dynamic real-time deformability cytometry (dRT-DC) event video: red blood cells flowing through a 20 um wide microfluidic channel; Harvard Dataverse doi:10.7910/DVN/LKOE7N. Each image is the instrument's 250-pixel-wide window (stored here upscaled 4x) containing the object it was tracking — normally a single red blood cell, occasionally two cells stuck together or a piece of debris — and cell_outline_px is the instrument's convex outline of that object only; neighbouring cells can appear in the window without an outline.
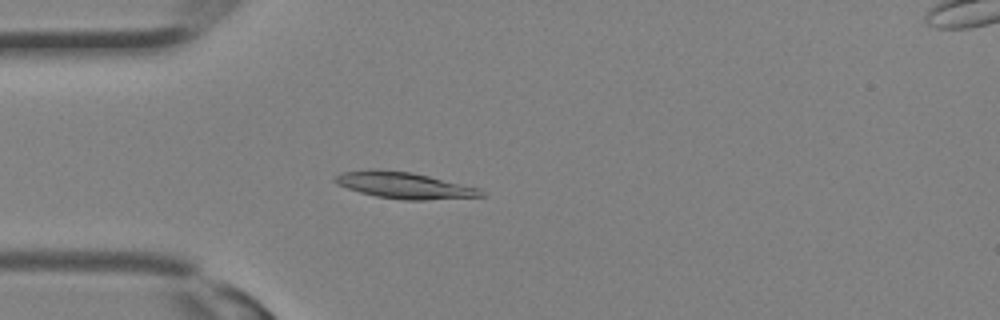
{"species": "Egyptian fruit bat (a non-hibernating species)", "species_latin": "Rousettus aegyptiacus", "temperature_condition": "room temperature", "stored_images_in_passage": 32, "camera_frame_rate_fps": 3000, "um_per_image_px": 0.085, "animal": {"sex": "female"}, "frame": {"image": 1, "passage_image": 9, "time_ms": 2.667, "image_size_px": [1000, 320], "cell_outline_px": [[488, 196], [424, 200], [404, 200], [376, 196], [360, 192], [336, 184], [332, 180], [340, 172], [372, 168], [412, 172], [480, 188]], "centroid_in_image_um": [34.35, 15.74], "position_along_channel_um": 50.6, "area_um2": 22.66}}
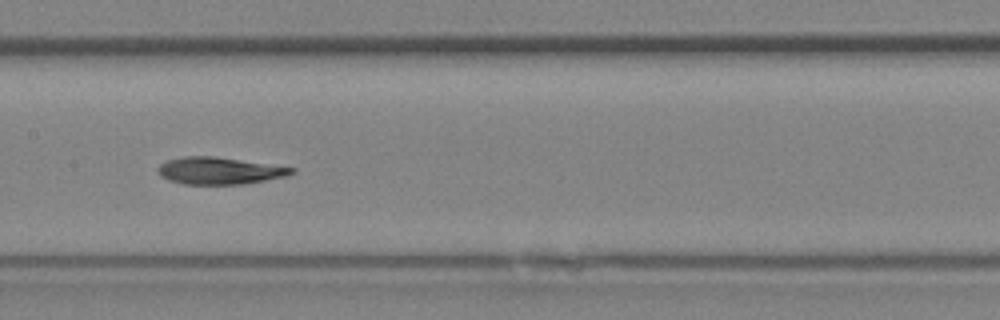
{"frame": {"image": 2, "passage_image": 16, "time_ms": 5.0, "image_size_px": [1000, 320], "cell_outline_px": [[296, 172], [288, 176], [244, 184], [184, 184], [168, 180], [160, 176], [156, 172], [156, 168], [160, 164], [168, 160], [184, 156], [212, 156], [296, 168]], "centroid_in_image_um": [18.63, 14.52], "position_along_channel_um": 188.8, "area_um2": 21.1}}
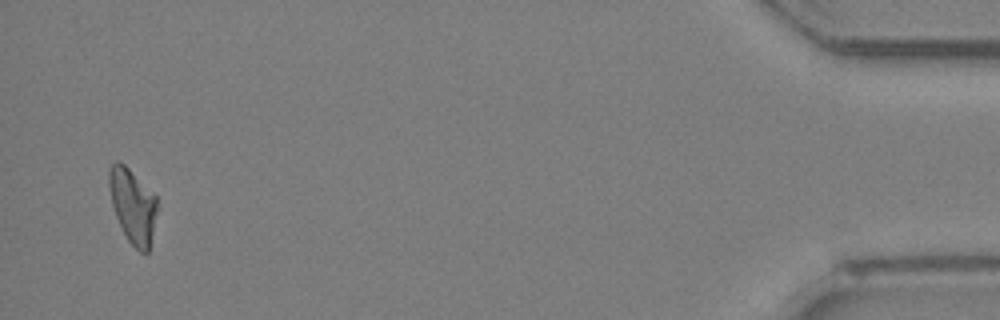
{"frame": {"image": 3, "passage_image": 31, "time_ms": 10.0, "image_size_px": [1000, 320], "cell_outline_px": [[156, 212], [148, 252], [140, 252], [128, 240], [116, 216], [112, 204], [108, 184], [108, 172], [112, 164], [116, 160], [120, 160], [156, 196]], "centroid_in_image_um": [11.25, 17.45], "position_along_channel_um": 423.9, "area_um2": 20.29}}